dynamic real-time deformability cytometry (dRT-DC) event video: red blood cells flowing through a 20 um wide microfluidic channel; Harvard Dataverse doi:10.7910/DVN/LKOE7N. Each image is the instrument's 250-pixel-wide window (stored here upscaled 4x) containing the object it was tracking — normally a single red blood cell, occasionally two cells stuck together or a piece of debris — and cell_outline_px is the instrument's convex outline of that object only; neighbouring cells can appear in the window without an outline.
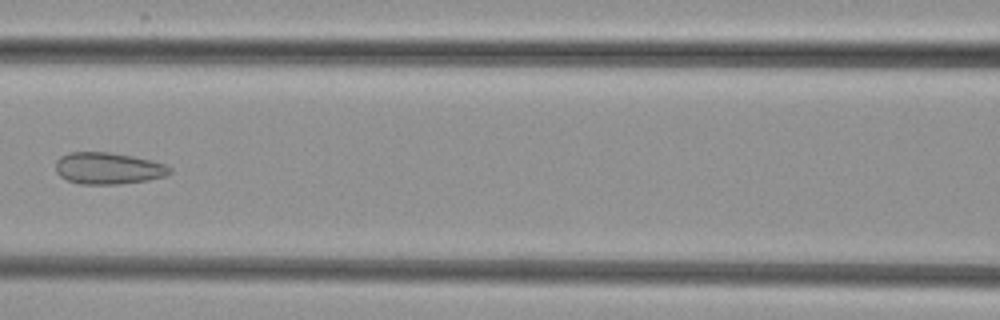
{"species": "common noctule bat (a hibernating species)", "species_latin": "Nyctalus noctula", "temperature_condition": "cold", "stored_images_in_passage": 7, "camera_frame_rate_fps": 3000, "um_per_image_px": 0.085, "animal": {"sex": "female", "body_mass_g": 29.2, "forearm_length_mm": 56.3}, "frame": {"image": 1, "passage_image": 6, "time_ms": 6.0, "image_size_px": [1000, 320], "cell_outline_px": [[172, 172], [168, 176], [148, 180], [120, 184], [80, 184], [68, 180], [60, 176], [56, 172], [56, 160], [60, 156], [68, 152], [108, 152], [132, 156], [164, 164], [172, 168]], "centroid_in_image_um": [9.19, 14.31], "position_along_channel_um": 157.4, "area_um2": 21.15}}
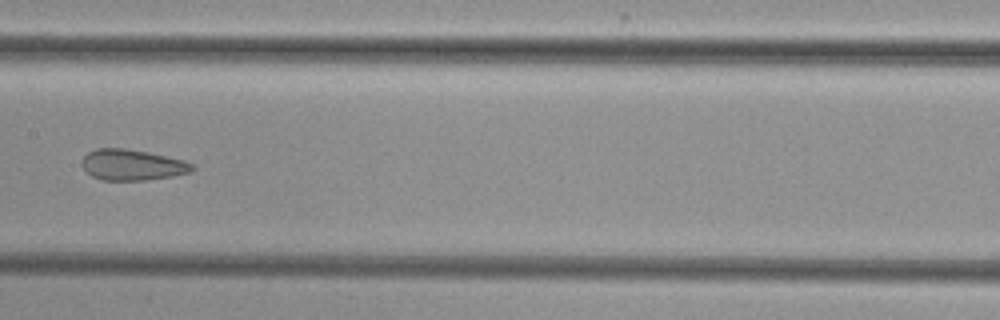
{"frame": {"image": 2, "passage_image": 7, "time_ms": 7.0, "image_size_px": [1000, 320], "cell_outline_px": [[196, 168], [192, 172], [172, 176], [144, 180], [104, 180], [92, 176], [80, 164], [80, 160], [88, 152], [96, 148], [124, 148], [148, 152], [184, 160], [192, 164]], "centroid_in_image_um": [11.23, 14.01], "position_along_channel_um": 196.2, "area_um2": 19.88}}